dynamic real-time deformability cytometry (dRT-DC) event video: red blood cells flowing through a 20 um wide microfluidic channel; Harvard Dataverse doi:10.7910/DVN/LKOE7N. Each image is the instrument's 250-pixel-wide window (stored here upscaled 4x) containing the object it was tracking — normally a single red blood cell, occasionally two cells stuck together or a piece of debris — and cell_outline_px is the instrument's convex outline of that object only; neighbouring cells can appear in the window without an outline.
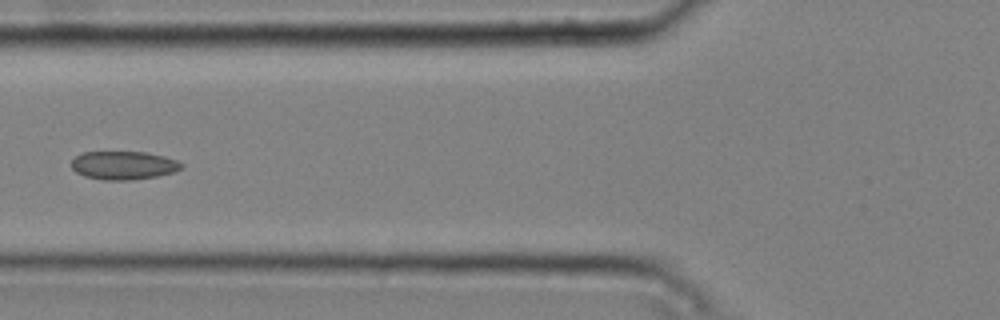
{"species": "common noctule bat (a hibernating species)", "species_latin": "Nyctalus noctula", "temperature_condition": "cold", "stored_images_in_passage": 4, "camera_frame_rate_fps": 3000, "um_per_image_px": 0.085, "animal": {"sex": "male", "body_mass_g": 20.4}, "frame": {"image": 1, "passage_image": 4, "time_ms": 1.0, "image_size_px": [1000, 320], "cell_outline_px": [[184, 168], [172, 172], [156, 176], [132, 180], [104, 180], [84, 176], [76, 172], [72, 168], [72, 160], [76, 156], [84, 152], [144, 152], [164, 156], [176, 160], [184, 164]], "centroid_in_image_um": [10.51, 14.05], "position_along_channel_um": 115.3, "area_um2": 18.15}}